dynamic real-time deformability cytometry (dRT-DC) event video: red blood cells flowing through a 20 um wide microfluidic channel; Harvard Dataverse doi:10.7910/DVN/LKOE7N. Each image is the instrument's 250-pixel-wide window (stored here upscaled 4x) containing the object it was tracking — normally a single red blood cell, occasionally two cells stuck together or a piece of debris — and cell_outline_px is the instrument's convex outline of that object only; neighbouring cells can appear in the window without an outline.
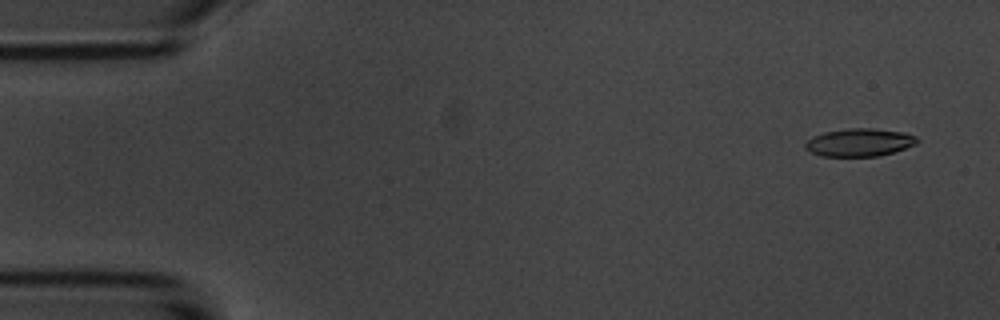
{"species": "common noctule bat (a hibernating species)", "species_latin": "Nyctalus noctula", "temperature_condition": "room temperature", "stored_images_in_passage": 3, "segment_of_instrument_passage": [2, 2], "camera_frame_rate_fps": 3000, "um_per_image_px": 0.085, "animal": {"sex": "male", "body_mass_g": 20.1, "forearm_length_mm": 53.5}, "frame": {"image": 1, "passage_image": 3, "time_ms": 3.333, "image_size_px": [1000, 320], "cell_outline_px": [[920, 140], [916, 144], [880, 156], [820, 156], [804, 148], [804, 144], [812, 136], [824, 132], [848, 128], [872, 128], [904, 132], [916, 136]], "centroid_in_image_um": [73.04, 12.1], "position_along_channel_um": 12.0, "area_um2": 18.21}}